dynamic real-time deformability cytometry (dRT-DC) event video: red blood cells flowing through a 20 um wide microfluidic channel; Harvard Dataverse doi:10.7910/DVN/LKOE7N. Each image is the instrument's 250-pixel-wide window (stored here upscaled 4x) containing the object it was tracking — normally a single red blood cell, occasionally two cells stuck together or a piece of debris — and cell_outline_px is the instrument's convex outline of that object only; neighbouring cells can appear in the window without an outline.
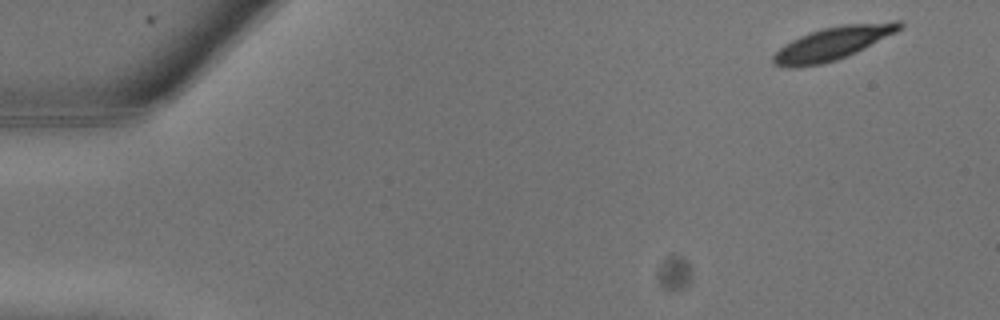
{"species": "common noctule bat (a hibernating species)", "species_latin": "Nyctalus noctula", "temperature_condition": "warm", "stored_images_in_passage": 9, "camera_frame_rate_fps": 3000, "um_per_image_px": 0.085, "animal": {"sex": "male", "body_mass_g": 13.3}, "frame": {"image": 1, "passage_image": 1, "time_ms": 0.0, "image_size_px": [1000, 320], "cell_outline_px": [[904, 28], [848, 56], [824, 64], [796, 68], [784, 68], [772, 64], [772, 56], [784, 44], [808, 32], [824, 28], [844, 24], [892, 20], [900, 20], [904, 24]], "centroid_in_image_um": [70.79, 3.68], "position_along_channel_um": 14.2, "area_um2": 24.8}}
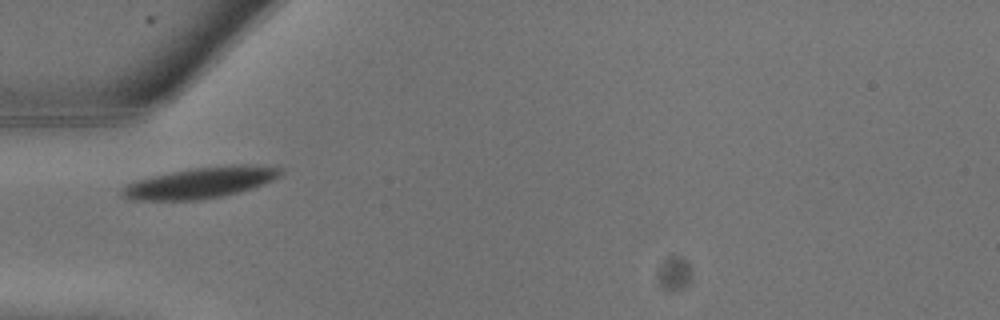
{"frame": {"image": 2, "passage_image": 8, "time_ms": 2.333, "image_size_px": [1000, 320], "cell_outline_px": [[284, 172], [280, 176], [272, 180], [236, 192], [220, 196], [200, 200], [132, 200], [120, 196], [120, 192], [128, 184], [136, 180], [172, 172], [192, 168], [240, 164], [244, 164], [284, 168]], "centroid_in_image_um": [17.02, 15.53], "position_along_channel_um": 68.0, "area_um2": 28.15}}